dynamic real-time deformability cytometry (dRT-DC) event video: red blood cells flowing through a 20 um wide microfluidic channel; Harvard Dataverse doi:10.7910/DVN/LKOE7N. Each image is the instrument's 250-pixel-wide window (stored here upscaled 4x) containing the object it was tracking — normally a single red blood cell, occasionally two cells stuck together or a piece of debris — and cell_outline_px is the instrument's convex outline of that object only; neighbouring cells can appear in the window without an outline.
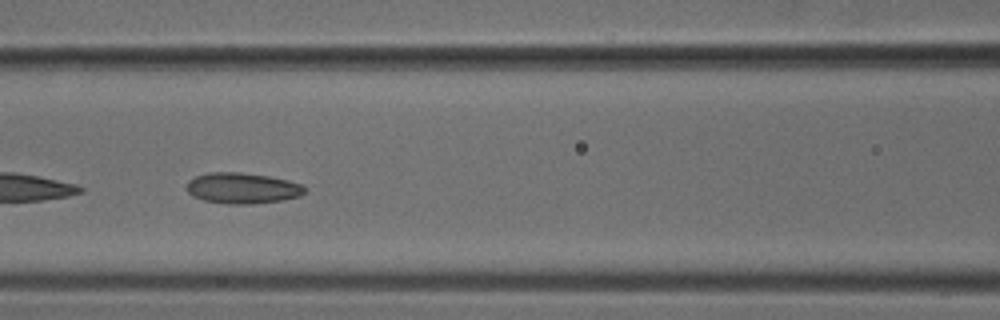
{"species": "common noctule bat (a hibernating species)", "species_latin": "Nyctalus noctula", "temperature_condition": "cold", "stored_images_in_passage": 7, "camera_frame_rate_fps": 3000, "um_per_image_px": 0.085, "animal": {"sex": "male", "body_mass_g": 18.8}, "frame": {"image": 1, "passage_image": 6, "time_ms": 1.667, "image_size_px": [1000, 320], "cell_outline_px": [[308, 188], [300, 196], [280, 200], [252, 204], [228, 204], [204, 200], [192, 196], [188, 192], [188, 180], [196, 176], [208, 172], [240, 172], [268, 176], [288, 180], [304, 184]], "centroid_in_image_um": [20.63, 15.99], "position_along_channel_um": 146.0, "area_um2": 21.27}}
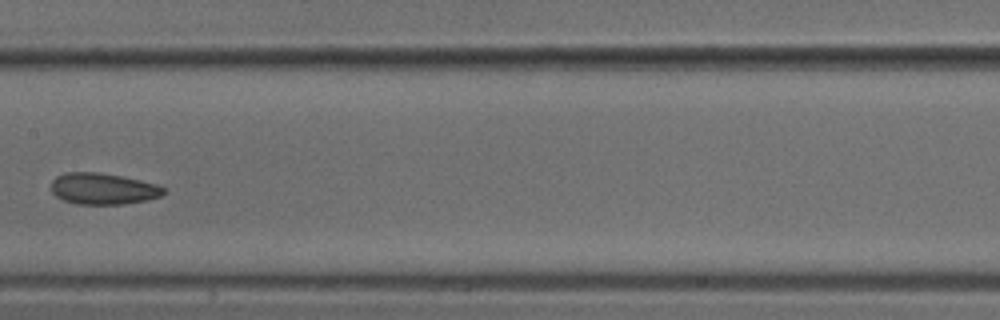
{"frame": {"image": 2, "passage_image": 7, "time_ms": 2.0, "image_size_px": [1000, 320], "cell_outline_px": [[164, 192], [160, 196], [148, 200], [124, 204], [76, 204], [64, 200], [56, 196], [52, 192], [52, 180], [56, 176], [64, 172], [96, 172], [120, 176], [140, 180], [156, 184], [164, 188]], "centroid_in_image_um": [8.74, 16.04], "position_along_channel_um": 198.7, "area_um2": 20.46}}